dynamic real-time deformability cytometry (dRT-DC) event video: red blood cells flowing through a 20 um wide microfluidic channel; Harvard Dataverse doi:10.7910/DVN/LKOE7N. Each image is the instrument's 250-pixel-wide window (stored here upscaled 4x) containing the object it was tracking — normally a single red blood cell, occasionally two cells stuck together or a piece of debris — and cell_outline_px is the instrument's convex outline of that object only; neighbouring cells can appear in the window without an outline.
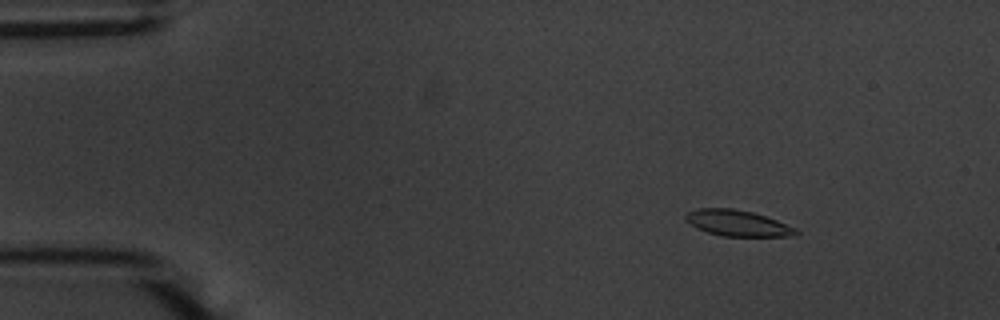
{"species": "common noctule bat (a hibernating species)", "species_latin": "Nyctalus noctula", "temperature_condition": "warm", "stored_images_in_passage": 56, "camera_frame_rate_fps": 3000, "um_per_image_px": 0.085, "animal": {"sex": "male", "body_mass_g": 20.1, "forearm_length_mm": 53.5}, "frame": {"image": 1, "passage_image": 8, "time_ms": 2.333, "image_size_px": [1000, 320], "cell_outline_px": [[800, 232], [796, 236], [720, 236], [696, 228], [684, 220], [684, 216], [688, 212], [696, 208], [732, 208], [752, 212], [776, 220], [796, 228]], "centroid_in_image_um": [62.66, 18.97], "position_along_channel_um": 22.3, "area_um2": 16.76}}
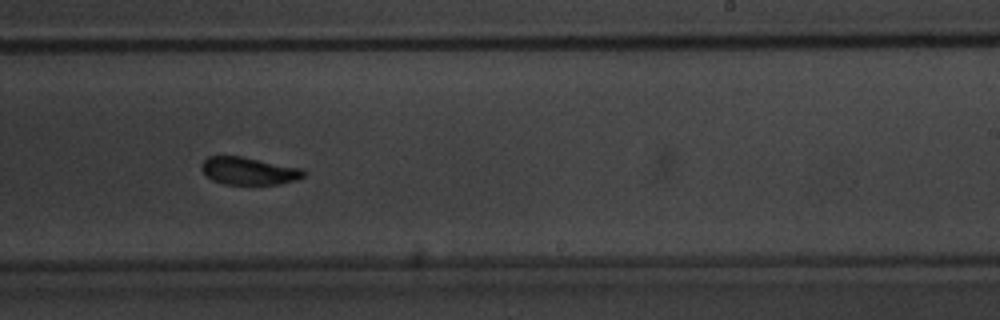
{"frame": {"image": 2, "passage_image": 35, "time_ms": 11.333, "image_size_px": [1000, 320], "cell_outline_px": [[304, 176], [296, 180], [280, 184], [224, 184], [212, 180], [200, 168], [200, 164], [208, 156], [244, 156], [304, 168]], "centroid_in_image_um": [21.16, 14.51], "position_along_channel_um": 267.8, "area_um2": 16.59}}
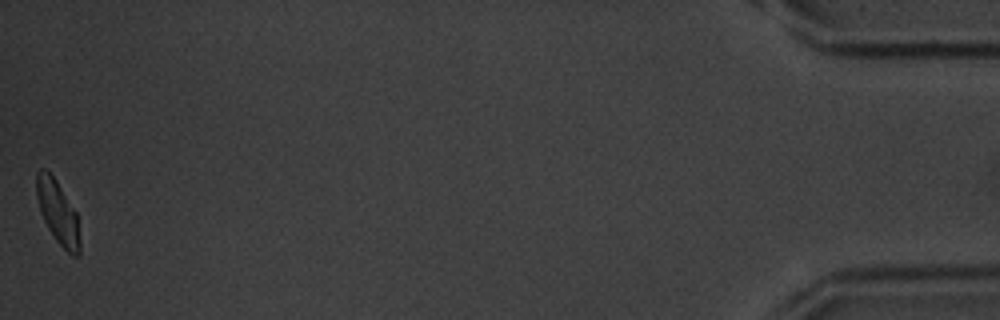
{"frame": {"image": 3, "passage_image": 56, "time_ms": 18.333, "image_size_px": [1000, 320], "cell_outline_px": [[80, 256], [72, 256], [56, 240], [48, 228], [40, 212], [36, 196], [36, 172], [40, 168], [44, 168], [56, 180], [76, 212], [80, 240]], "centroid_in_image_um": [4.91, 18.05], "position_along_channel_um": 430.3, "area_um2": 15.9}, "authors_computed_cell_mechanics": {"area_um2": 17.1088, "velocity_mm_per_s": 3.6491, "shape_relaxation_time_tau1_ms": 3.3427, "shape_relaxation_time_tau2_ms": 1.8706, "deformation_change_tau1": 0.1241, "deformation_change_tau2": 0.061}}